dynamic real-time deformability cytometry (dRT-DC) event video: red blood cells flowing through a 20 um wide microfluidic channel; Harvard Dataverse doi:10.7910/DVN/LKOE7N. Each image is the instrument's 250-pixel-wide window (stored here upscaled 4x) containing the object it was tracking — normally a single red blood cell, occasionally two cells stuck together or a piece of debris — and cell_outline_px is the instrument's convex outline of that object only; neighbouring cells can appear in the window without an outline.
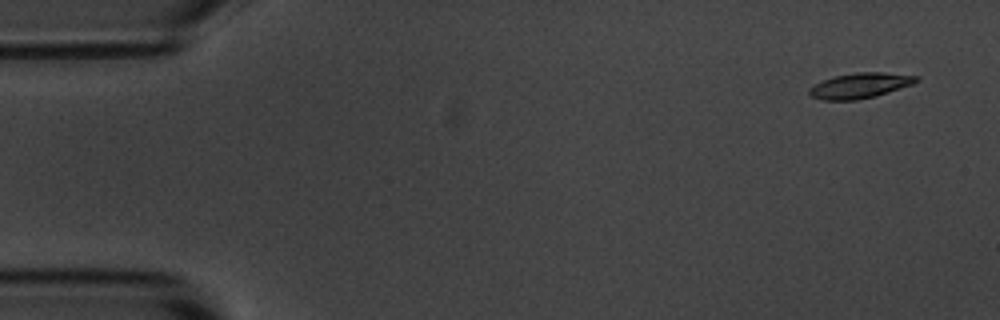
{"species": "common noctule bat (a hibernating species)", "species_latin": "Nyctalus noctula", "temperature_condition": "room temperature", "stored_images_in_passage": 4, "camera_frame_rate_fps": 3000, "um_per_image_px": 0.085, "animal": {"sex": "male", "body_mass_g": 20.1, "forearm_length_mm": 53.5}, "frame": {"image": 1, "passage_image": 1, "time_ms": 0.0, "image_size_px": [1000, 320], "cell_outline_px": [[920, 80], [912, 84], [876, 96], [856, 100], [824, 100], [812, 96], [808, 92], [808, 88], [832, 76], [856, 72], [880, 72], [920, 76]], "centroid_in_image_um": [73.11, 7.26], "position_along_channel_um": 11.9, "area_um2": 15.72}}